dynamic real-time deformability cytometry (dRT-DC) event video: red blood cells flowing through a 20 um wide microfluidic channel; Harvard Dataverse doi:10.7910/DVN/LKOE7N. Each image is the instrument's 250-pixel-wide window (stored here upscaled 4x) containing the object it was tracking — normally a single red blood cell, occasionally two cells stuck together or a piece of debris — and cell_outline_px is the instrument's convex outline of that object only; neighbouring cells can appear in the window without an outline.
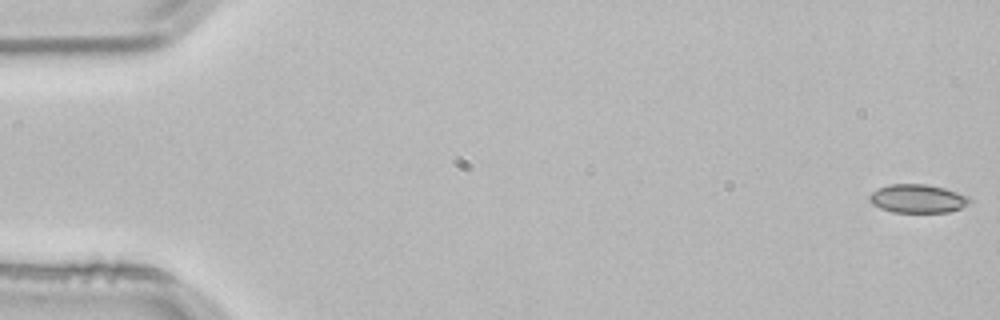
{"species": "common noctule bat (a hibernating species)", "species_latin": "Nyctalus noctula", "temperature_condition": "room temperature", "stored_images_in_passage": 4, "camera_frame_rate_fps": 3000, "um_per_image_px": 0.085, "animal": {"sex": "male", "body_mass_g": 21.5, "forearm_length_mm": 52.0}, "frame": {"image": 1, "passage_image": 4, "time_ms": 1.0, "image_size_px": [1000, 320], "cell_outline_px": [[972, 200], [968, 204], [960, 208], [948, 212], [892, 212], [880, 208], [872, 204], [868, 200], [868, 196], [876, 188], [888, 184], [924, 184], [944, 188], [968, 196]], "centroid_in_image_um": [77.95, 16.88], "position_along_channel_um": 7.0, "area_um2": 16.7}}